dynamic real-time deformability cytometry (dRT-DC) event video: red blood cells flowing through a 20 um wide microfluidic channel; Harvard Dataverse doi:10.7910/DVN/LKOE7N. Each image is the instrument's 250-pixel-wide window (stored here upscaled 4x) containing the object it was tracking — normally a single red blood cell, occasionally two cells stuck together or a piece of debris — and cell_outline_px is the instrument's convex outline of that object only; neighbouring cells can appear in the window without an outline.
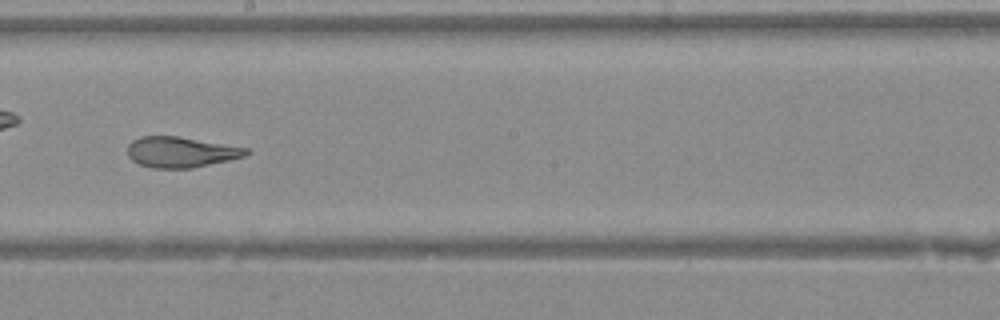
{"species": "Egyptian fruit bat (a non-hibernating species)", "species_latin": "Rousettus aegyptiacus", "temperature_condition": "warm", "stored_images_in_passage": 41, "camera_frame_rate_fps": 3000, "um_per_image_px": 0.085, "animal": {"sex": "female"}, "frame": {"image": 1, "passage_image": 24, "time_ms": 7.667, "image_size_px": [1000, 320], "cell_outline_px": [[252, 152], [244, 156], [228, 160], [192, 168], [152, 168], [140, 164], [132, 160], [128, 156], [128, 144], [132, 140], [140, 136], [176, 136], [248, 148]], "centroid_in_image_um": [15.35, 12.92], "position_along_channel_um": 232.8, "area_um2": 21.04}}